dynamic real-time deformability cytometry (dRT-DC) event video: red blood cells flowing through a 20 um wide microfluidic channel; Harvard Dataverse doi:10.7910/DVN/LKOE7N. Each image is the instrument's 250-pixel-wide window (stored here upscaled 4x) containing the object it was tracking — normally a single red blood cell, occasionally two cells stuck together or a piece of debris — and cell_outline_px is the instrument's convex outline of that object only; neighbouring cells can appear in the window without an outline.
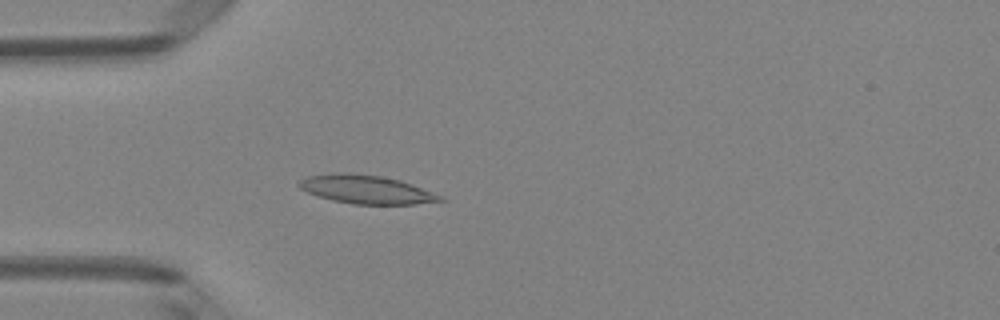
{"species": "Egyptian fruit bat (a non-hibernating species)", "species_latin": "Rousettus aegyptiacus", "temperature_condition": "room temperature", "stored_images_in_passage": 4, "camera_frame_rate_fps": 3000, "um_per_image_px": 0.085, "animal": {"sex": "female"}, "frame": {"image": 1, "passage_image": 4, "time_ms": 1.0, "image_size_px": [1000, 320], "cell_outline_px": [[448, 200], [416, 204], [352, 204], [332, 200], [308, 192], [300, 188], [296, 184], [300, 180], [308, 176], [344, 172], [348, 172], [380, 176], [400, 180], [412, 184], [440, 196]], "centroid_in_image_um": [31.12, 16.1], "position_along_channel_um": 53.9, "area_um2": 23.18}}